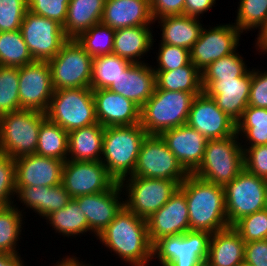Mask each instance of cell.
Returning a JSON list of instances; mask_svg holds the SVG:
<instances>
[{
    "instance_id": "1",
    "label": "cell",
    "mask_w": 267,
    "mask_h": 266,
    "mask_svg": "<svg viewBox=\"0 0 267 266\" xmlns=\"http://www.w3.org/2000/svg\"><path fill=\"white\" fill-rule=\"evenodd\" d=\"M96 239L129 266H148L153 261L146 220L125 206Z\"/></svg>"
},
{
    "instance_id": "2",
    "label": "cell",
    "mask_w": 267,
    "mask_h": 266,
    "mask_svg": "<svg viewBox=\"0 0 267 266\" xmlns=\"http://www.w3.org/2000/svg\"><path fill=\"white\" fill-rule=\"evenodd\" d=\"M179 189L187 201L190 230L212 234L229 227L223 186L189 174Z\"/></svg>"
},
{
    "instance_id": "3",
    "label": "cell",
    "mask_w": 267,
    "mask_h": 266,
    "mask_svg": "<svg viewBox=\"0 0 267 266\" xmlns=\"http://www.w3.org/2000/svg\"><path fill=\"white\" fill-rule=\"evenodd\" d=\"M147 133L141 124L105 127L101 162L118 183L135 169L142 141Z\"/></svg>"
},
{
    "instance_id": "4",
    "label": "cell",
    "mask_w": 267,
    "mask_h": 266,
    "mask_svg": "<svg viewBox=\"0 0 267 266\" xmlns=\"http://www.w3.org/2000/svg\"><path fill=\"white\" fill-rule=\"evenodd\" d=\"M200 93L155 89L140 111V124L147 135L186 125L192 102Z\"/></svg>"
},
{
    "instance_id": "5",
    "label": "cell",
    "mask_w": 267,
    "mask_h": 266,
    "mask_svg": "<svg viewBox=\"0 0 267 266\" xmlns=\"http://www.w3.org/2000/svg\"><path fill=\"white\" fill-rule=\"evenodd\" d=\"M241 144L236 133L233 136L208 140L202 162L192 174L224 187L244 169Z\"/></svg>"
},
{
    "instance_id": "6",
    "label": "cell",
    "mask_w": 267,
    "mask_h": 266,
    "mask_svg": "<svg viewBox=\"0 0 267 266\" xmlns=\"http://www.w3.org/2000/svg\"><path fill=\"white\" fill-rule=\"evenodd\" d=\"M46 113L22 109L0 115V153L16 159L35 154Z\"/></svg>"
},
{
    "instance_id": "7",
    "label": "cell",
    "mask_w": 267,
    "mask_h": 266,
    "mask_svg": "<svg viewBox=\"0 0 267 266\" xmlns=\"http://www.w3.org/2000/svg\"><path fill=\"white\" fill-rule=\"evenodd\" d=\"M46 116L67 132L98 123L93 89L54 90Z\"/></svg>"
},
{
    "instance_id": "8",
    "label": "cell",
    "mask_w": 267,
    "mask_h": 266,
    "mask_svg": "<svg viewBox=\"0 0 267 266\" xmlns=\"http://www.w3.org/2000/svg\"><path fill=\"white\" fill-rule=\"evenodd\" d=\"M211 233L189 230L184 234L165 236L152 246L153 261L161 266H197L206 261Z\"/></svg>"
},
{
    "instance_id": "9",
    "label": "cell",
    "mask_w": 267,
    "mask_h": 266,
    "mask_svg": "<svg viewBox=\"0 0 267 266\" xmlns=\"http://www.w3.org/2000/svg\"><path fill=\"white\" fill-rule=\"evenodd\" d=\"M92 60L76 39H68L48 61L53 89L91 88Z\"/></svg>"
},
{
    "instance_id": "10",
    "label": "cell",
    "mask_w": 267,
    "mask_h": 266,
    "mask_svg": "<svg viewBox=\"0 0 267 266\" xmlns=\"http://www.w3.org/2000/svg\"><path fill=\"white\" fill-rule=\"evenodd\" d=\"M124 206L136 216L148 219L178 190L177 181L146 177H127L120 182Z\"/></svg>"
},
{
    "instance_id": "11",
    "label": "cell",
    "mask_w": 267,
    "mask_h": 266,
    "mask_svg": "<svg viewBox=\"0 0 267 266\" xmlns=\"http://www.w3.org/2000/svg\"><path fill=\"white\" fill-rule=\"evenodd\" d=\"M224 193L229 226L267 208V180L245 169L224 186Z\"/></svg>"
},
{
    "instance_id": "12",
    "label": "cell",
    "mask_w": 267,
    "mask_h": 266,
    "mask_svg": "<svg viewBox=\"0 0 267 266\" xmlns=\"http://www.w3.org/2000/svg\"><path fill=\"white\" fill-rule=\"evenodd\" d=\"M189 175L159 135L142 141L137 163L129 177L167 179L181 184Z\"/></svg>"
},
{
    "instance_id": "13",
    "label": "cell",
    "mask_w": 267,
    "mask_h": 266,
    "mask_svg": "<svg viewBox=\"0 0 267 266\" xmlns=\"http://www.w3.org/2000/svg\"><path fill=\"white\" fill-rule=\"evenodd\" d=\"M23 39L34 61H49L68 40L63 26L27 10L20 27Z\"/></svg>"
},
{
    "instance_id": "14",
    "label": "cell",
    "mask_w": 267,
    "mask_h": 266,
    "mask_svg": "<svg viewBox=\"0 0 267 266\" xmlns=\"http://www.w3.org/2000/svg\"><path fill=\"white\" fill-rule=\"evenodd\" d=\"M203 27L199 39L190 50V61L200 70L235 52L242 32L232 23ZM239 44V45H238Z\"/></svg>"
},
{
    "instance_id": "15",
    "label": "cell",
    "mask_w": 267,
    "mask_h": 266,
    "mask_svg": "<svg viewBox=\"0 0 267 266\" xmlns=\"http://www.w3.org/2000/svg\"><path fill=\"white\" fill-rule=\"evenodd\" d=\"M115 182L101 161L64 162L62 185L72 199L107 191Z\"/></svg>"
},
{
    "instance_id": "16",
    "label": "cell",
    "mask_w": 267,
    "mask_h": 266,
    "mask_svg": "<svg viewBox=\"0 0 267 266\" xmlns=\"http://www.w3.org/2000/svg\"><path fill=\"white\" fill-rule=\"evenodd\" d=\"M54 89L47 61H34L19 67V101L21 110L46 113Z\"/></svg>"
},
{
    "instance_id": "17",
    "label": "cell",
    "mask_w": 267,
    "mask_h": 266,
    "mask_svg": "<svg viewBox=\"0 0 267 266\" xmlns=\"http://www.w3.org/2000/svg\"><path fill=\"white\" fill-rule=\"evenodd\" d=\"M252 69L243 76L228 80H201L203 91L214 99L218 108L237 123L248 106Z\"/></svg>"
},
{
    "instance_id": "18",
    "label": "cell",
    "mask_w": 267,
    "mask_h": 266,
    "mask_svg": "<svg viewBox=\"0 0 267 266\" xmlns=\"http://www.w3.org/2000/svg\"><path fill=\"white\" fill-rule=\"evenodd\" d=\"M186 124L208 140L221 139L236 133V123L204 91L194 98Z\"/></svg>"
},
{
    "instance_id": "19",
    "label": "cell",
    "mask_w": 267,
    "mask_h": 266,
    "mask_svg": "<svg viewBox=\"0 0 267 266\" xmlns=\"http://www.w3.org/2000/svg\"><path fill=\"white\" fill-rule=\"evenodd\" d=\"M122 194L120 183L115 182L107 191L74 198L86 215L88 227L95 237L114 220L124 207Z\"/></svg>"
},
{
    "instance_id": "20",
    "label": "cell",
    "mask_w": 267,
    "mask_h": 266,
    "mask_svg": "<svg viewBox=\"0 0 267 266\" xmlns=\"http://www.w3.org/2000/svg\"><path fill=\"white\" fill-rule=\"evenodd\" d=\"M147 229L151 244L165 236L184 234L190 230L189 212L185 194L178 190L148 219Z\"/></svg>"
},
{
    "instance_id": "21",
    "label": "cell",
    "mask_w": 267,
    "mask_h": 266,
    "mask_svg": "<svg viewBox=\"0 0 267 266\" xmlns=\"http://www.w3.org/2000/svg\"><path fill=\"white\" fill-rule=\"evenodd\" d=\"M97 122L109 126H131L140 123L141 108L132 100L108 89L93 90Z\"/></svg>"
},
{
    "instance_id": "22",
    "label": "cell",
    "mask_w": 267,
    "mask_h": 266,
    "mask_svg": "<svg viewBox=\"0 0 267 266\" xmlns=\"http://www.w3.org/2000/svg\"><path fill=\"white\" fill-rule=\"evenodd\" d=\"M64 161L31 154L15 159L16 186H56L62 183Z\"/></svg>"
},
{
    "instance_id": "23",
    "label": "cell",
    "mask_w": 267,
    "mask_h": 266,
    "mask_svg": "<svg viewBox=\"0 0 267 266\" xmlns=\"http://www.w3.org/2000/svg\"><path fill=\"white\" fill-rule=\"evenodd\" d=\"M160 136L189 174L199 167L208 141L204 135L186 124L166 130Z\"/></svg>"
},
{
    "instance_id": "24",
    "label": "cell",
    "mask_w": 267,
    "mask_h": 266,
    "mask_svg": "<svg viewBox=\"0 0 267 266\" xmlns=\"http://www.w3.org/2000/svg\"><path fill=\"white\" fill-rule=\"evenodd\" d=\"M156 77L152 65L131 63L108 90L132 100L140 108L154 94Z\"/></svg>"
},
{
    "instance_id": "25",
    "label": "cell",
    "mask_w": 267,
    "mask_h": 266,
    "mask_svg": "<svg viewBox=\"0 0 267 266\" xmlns=\"http://www.w3.org/2000/svg\"><path fill=\"white\" fill-rule=\"evenodd\" d=\"M101 22L114 30L156 23L150 0H105Z\"/></svg>"
},
{
    "instance_id": "26",
    "label": "cell",
    "mask_w": 267,
    "mask_h": 266,
    "mask_svg": "<svg viewBox=\"0 0 267 266\" xmlns=\"http://www.w3.org/2000/svg\"><path fill=\"white\" fill-rule=\"evenodd\" d=\"M16 199L26 208L45 219L50 213L65 207L72 197L62 183L56 186H16ZM26 207V208H25Z\"/></svg>"
},
{
    "instance_id": "27",
    "label": "cell",
    "mask_w": 267,
    "mask_h": 266,
    "mask_svg": "<svg viewBox=\"0 0 267 266\" xmlns=\"http://www.w3.org/2000/svg\"><path fill=\"white\" fill-rule=\"evenodd\" d=\"M150 27L134 26L115 30L112 53L131 63H144L141 59L145 58L142 57L154 49L155 40Z\"/></svg>"
},
{
    "instance_id": "28",
    "label": "cell",
    "mask_w": 267,
    "mask_h": 266,
    "mask_svg": "<svg viewBox=\"0 0 267 266\" xmlns=\"http://www.w3.org/2000/svg\"><path fill=\"white\" fill-rule=\"evenodd\" d=\"M245 242L229 226L211 234L207 262L210 266H238L244 261Z\"/></svg>"
},
{
    "instance_id": "29",
    "label": "cell",
    "mask_w": 267,
    "mask_h": 266,
    "mask_svg": "<svg viewBox=\"0 0 267 266\" xmlns=\"http://www.w3.org/2000/svg\"><path fill=\"white\" fill-rule=\"evenodd\" d=\"M161 40L160 43L180 46L191 50L194 43L199 39L200 33L204 25L201 19L187 15H171L164 16L159 19Z\"/></svg>"
},
{
    "instance_id": "30",
    "label": "cell",
    "mask_w": 267,
    "mask_h": 266,
    "mask_svg": "<svg viewBox=\"0 0 267 266\" xmlns=\"http://www.w3.org/2000/svg\"><path fill=\"white\" fill-rule=\"evenodd\" d=\"M104 132L99 123L68 132V160L101 161Z\"/></svg>"
},
{
    "instance_id": "31",
    "label": "cell",
    "mask_w": 267,
    "mask_h": 266,
    "mask_svg": "<svg viewBox=\"0 0 267 266\" xmlns=\"http://www.w3.org/2000/svg\"><path fill=\"white\" fill-rule=\"evenodd\" d=\"M105 0H70L63 26L68 39H76L82 32L100 23Z\"/></svg>"
},
{
    "instance_id": "32",
    "label": "cell",
    "mask_w": 267,
    "mask_h": 266,
    "mask_svg": "<svg viewBox=\"0 0 267 266\" xmlns=\"http://www.w3.org/2000/svg\"><path fill=\"white\" fill-rule=\"evenodd\" d=\"M45 220L55 233L64 238H76L78 235L80 237V234L82 236L87 232L94 234L88 227L86 215L74 199L62 209L50 213Z\"/></svg>"
},
{
    "instance_id": "33",
    "label": "cell",
    "mask_w": 267,
    "mask_h": 266,
    "mask_svg": "<svg viewBox=\"0 0 267 266\" xmlns=\"http://www.w3.org/2000/svg\"><path fill=\"white\" fill-rule=\"evenodd\" d=\"M236 134L241 143L245 140L242 148L267 145V108L247 106L236 123Z\"/></svg>"
},
{
    "instance_id": "34",
    "label": "cell",
    "mask_w": 267,
    "mask_h": 266,
    "mask_svg": "<svg viewBox=\"0 0 267 266\" xmlns=\"http://www.w3.org/2000/svg\"><path fill=\"white\" fill-rule=\"evenodd\" d=\"M156 88L168 91L201 93V71L190 62L188 65L172 71H154Z\"/></svg>"
},
{
    "instance_id": "35",
    "label": "cell",
    "mask_w": 267,
    "mask_h": 266,
    "mask_svg": "<svg viewBox=\"0 0 267 266\" xmlns=\"http://www.w3.org/2000/svg\"><path fill=\"white\" fill-rule=\"evenodd\" d=\"M35 154L68 160V132L46 118L39 130Z\"/></svg>"
},
{
    "instance_id": "36",
    "label": "cell",
    "mask_w": 267,
    "mask_h": 266,
    "mask_svg": "<svg viewBox=\"0 0 267 266\" xmlns=\"http://www.w3.org/2000/svg\"><path fill=\"white\" fill-rule=\"evenodd\" d=\"M24 213L27 212L22 213L17 203L0 206V253L20 254L17 246L21 239Z\"/></svg>"
},
{
    "instance_id": "37",
    "label": "cell",
    "mask_w": 267,
    "mask_h": 266,
    "mask_svg": "<svg viewBox=\"0 0 267 266\" xmlns=\"http://www.w3.org/2000/svg\"><path fill=\"white\" fill-rule=\"evenodd\" d=\"M130 64L113 53L93 58L91 89H108Z\"/></svg>"
},
{
    "instance_id": "38",
    "label": "cell",
    "mask_w": 267,
    "mask_h": 266,
    "mask_svg": "<svg viewBox=\"0 0 267 266\" xmlns=\"http://www.w3.org/2000/svg\"><path fill=\"white\" fill-rule=\"evenodd\" d=\"M32 62L20 29L0 32V66L22 67Z\"/></svg>"
},
{
    "instance_id": "39",
    "label": "cell",
    "mask_w": 267,
    "mask_h": 266,
    "mask_svg": "<svg viewBox=\"0 0 267 266\" xmlns=\"http://www.w3.org/2000/svg\"><path fill=\"white\" fill-rule=\"evenodd\" d=\"M233 24L243 33L259 31L257 38L267 29V0H239Z\"/></svg>"
},
{
    "instance_id": "40",
    "label": "cell",
    "mask_w": 267,
    "mask_h": 266,
    "mask_svg": "<svg viewBox=\"0 0 267 266\" xmlns=\"http://www.w3.org/2000/svg\"><path fill=\"white\" fill-rule=\"evenodd\" d=\"M114 36L115 30L100 22L82 32L76 40L91 57L95 58L112 54Z\"/></svg>"
},
{
    "instance_id": "41",
    "label": "cell",
    "mask_w": 267,
    "mask_h": 266,
    "mask_svg": "<svg viewBox=\"0 0 267 266\" xmlns=\"http://www.w3.org/2000/svg\"><path fill=\"white\" fill-rule=\"evenodd\" d=\"M237 51L209 64L201 71V80H228L243 76L251 68Z\"/></svg>"
},
{
    "instance_id": "42",
    "label": "cell",
    "mask_w": 267,
    "mask_h": 266,
    "mask_svg": "<svg viewBox=\"0 0 267 266\" xmlns=\"http://www.w3.org/2000/svg\"><path fill=\"white\" fill-rule=\"evenodd\" d=\"M19 110V67L0 66V115Z\"/></svg>"
},
{
    "instance_id": "43",
    "label": "cell",
    "mask_w": 267,
    "mask_h": 266,
    "mask_svg": "<svg viewBox=\"0 0 267 266\" xmlns=\"http://www.w3.org/2000/svg\"><path fill=\"white\" fill-rule=\"evenodd\" d=\"M232 227L245 243L267 239V208L241 218Z\"/></svg>"
},
{
    "instance_id": "44",
    "label": "cell",
    "mask_w": 267,
    "mask_h": 266,
    "mask_svg": "<svg viewBox=\"0 0 267 266\" xmlns=\"http://www.w3.org/2000/svg\"><path fill=\"white\" fill-rule=\"evenodd\" d=\"M158 53L156 52V66L154 71H172L188 65L190 61V50L180 47L160 43Z\"/></svg>"
},
{
    "instance_id": "45",
    "label": "cell",
    "mask_w": 267,
    "mask_h": 266,
    "mask_svg": "<svg viewBox=\"0 0 267 266\" xmlns=\"http://www.w3.org/2000/svg\"><path fill=\"white\" fill-rule=\"evenodd\" d=\"M15 159L0 153V206L14 204L16 196Z\"/></svg>"
},
{
    "instance_id": "46",
    "label": "cell",
    "mask_w": 267,
    "mask_h": 266,
    "mask_svg": "<svg viewBox=\"0 0 267 266\" xmlns=\"http://www.w3.org/2000/svg\"><path fill=\"white\" fill-rule=\"evenodd\" d=\"M27 10V0H0V32L19 30Z\"/></svg>"
},
{
    "instance_id": "47",
    "label": "cell",
    "mask_w": 267,
    "mask_h": 266,
    "mask_svg": "<svg viewBox=\"0 0 267 266\" xmlns=\"http://www.w3.org/2000/svg\"><path fill=\"white\" fill-rule=\"evenodd\" d=\"M70 0H27L28 10L64 26Z\"/></svg>"
},
{
    "instance_id": "48",
    "label": "cell",
    "mask_w": 267,
    "mask_h": 266,
    "mask_svg": "<svg viewBox=\"0 0 267 266\" xmlns=\"http://www.w3.org/2000/svg\"><path fill=\"white\" fill-rule=\"evenodd\" d=\"M244 169L267 180V145L242 148Z\"/></svg>"
},
{
    "instance_id": "49",
    "label": "cell",
    "mask_w": 267,
    "mask_h": 266,
    "mask_svg": "<svg viewBox=\"0 0 267 266\" xmlns=\"http://www.w3.org/2000/svg\"><path fill=\"white\" fill-rule=\"evenodd\" d=\"M248 106L267 108V70L252 69Z\"/></svg>"
},
{
    "instance_id": "50",
    "label": "cell",
    "mask_w": 267,
    "mask_h": 266,
    "mask_svg": "<svg viewBox=\"0 0 267 266\" xmlns=\"http://www.w3.org/2000/svg\"><path fill=\"white\" fill-rule=\"evenodd\" d=\"M185 0H150L154 21L164 16L183 15Z\"/></svg>"
},
{
    "instance_id": "51",
    "label": "cell",
    "mask_w": 267,
    "mask_h": 266,
    "mask_svg": "<svg viewBox=\"0 0 267 266\" xmlns=\"http://www.w3.org/2000/svg\"><path fill=\"white\" fill-rule=\"evenodd\" d=\"M244 261L251 266H267V239L245 243Z\"/></svg>"
},
{
    "instance_id": "52",
    "label": "cell",
    "mask_w": 267,
    "mask_h": 266,
    "mask_svg": "<svg viewBox=\"0 0 267 266\" xmlns=\"http://www.w3.org/2000/svg\"><path fill=\"white\" fill-rule=\"evenodd\" d=\"M216 0H185L184 15L202 18L201 16L215 7Z\"/></svg>"
},
{
    "instance_id": "53",
    "label": "cell",
    "mask_w": 267,
    "mask_h": 266,
    "mask_svg": "<svg viewBox=\"0 0 267 266\" xmlns=\"http://www.w3.org/2000/svg\"><path fill=\"white\" fill-rule=\"evenodd\" d=\"M20 254L0 253V266H26Z\"/></svg>"
},
{
    "instance_id": "54",
    "label": "cell",
    "mask_w": 267,
    "mask_h": 266,
    "mask_svg": "<svg viewBox=\"0 0 267 266\" xmlns=\"http://www.w3.org/2000/svg\"><path fill=\"white\" fill-rule=\"evenodd\" d=\"M255 40V48L259 53H267V29Z\"/></svg>"
},
{
    "instance_id": "55",
    "label": "cell",
    "mask_w": 267,
    "mask_h": 266,
    "mask_svg": "<svg viewBox=\"0 0 267 266\" xmlns=\"http://www.w3.org/2000/svg\"><path fill=\"white\" fill-rule=\"evenodd\" d=\"M64 257L60 258L61 260H58L53 266H72V255H67Z\"/></svg>"
},
{
    "instance_id": "56",
    "label": "cell",
    "mask_w": 267,
    "mask_h": 266,
    "mask_svg": "<svg viewBox=\"0 0 267 266\" xmlns=\"http://www.w3.org/2000/svg\"><path fill=\"white\" fill-rule=\"evenodd\" d=\"M78 258L79 257H77V256L76 257L74 255L72 256V266H94V264L91 265L89 263H85V261L84 262L83 261H79Z\"/></svg>"
},
{
    "instance_id": "57",
    "label": "cell",
    "mask_w": 267,
    "mask_h": 266,
    "mask_svg": "<svg viewBox=\"0 0 267 266\" xmlns=\"http://www.w3.org/2000/svg\"><path fill=\"white\" fill-rule=\"evenodd\" d=\"M197 266H210V264L207 261H202Z\"/></svg>"
},
{
    "instance_id": "58",
    "label": "cell",
    "mask_w": 267,
    "mask_h": 266,
    "mask_svg": "<svg viewBox=\"0 0 267 266\" xmlns=\"http://www.w3.org/2000/svg\"><path fill=\"white\" fill-rule=\"evenodd\" d=\"M238 266H251L250 264L246 263L245 261H243L241 264H239Z\"/></svg>"
}]
</instances>
